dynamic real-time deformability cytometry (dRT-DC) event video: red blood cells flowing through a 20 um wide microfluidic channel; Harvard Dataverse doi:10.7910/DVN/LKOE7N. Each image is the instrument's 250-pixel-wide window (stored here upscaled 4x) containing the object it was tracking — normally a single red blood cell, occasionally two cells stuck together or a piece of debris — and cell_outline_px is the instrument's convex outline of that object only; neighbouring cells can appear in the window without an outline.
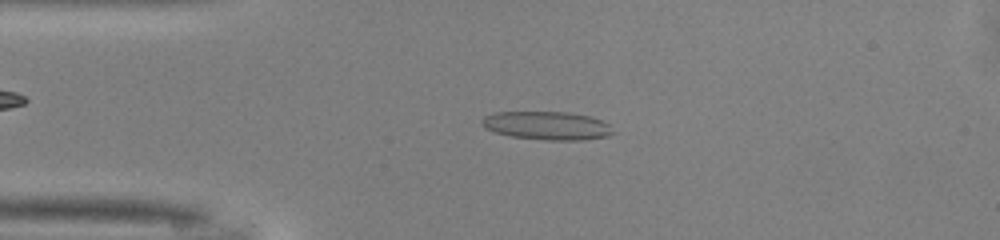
{"species": "common noctule bat (a hibernating species)", "species_latin": "Nyctalus noctula", "temperature_condition": "warm", "stored_images_in_passage": 48, "camera_frame_rate_fps": 3000, "um_per_image_px": 0.085, "animal": {"sex": "male", "body_mass_g": 13.0, "forearm_length_mm": 53.1}, "frame": {"image": 1, "passage_image": 10, "time_ms": 3.0, "image_size_px": [1000, 240], "cell_outline_px": [[616, 132], [608, 136], [584, 140], [548, 140], [512, 136], [496, 132], [484, 128], [480, 124], [480, 120], [484, 116], [496, 112], [568, 112], [588, 116], [600, 120], [608, 124]], "centroid_in_image_um": [46.49, 10.68], "position_along_channel_um": 38.5, "area_um2": 21.68}}
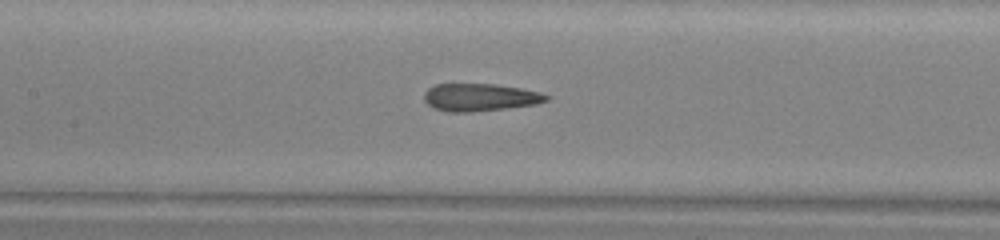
{"frame": {"image": 2, "passage_image": 21, "time_ms": 6.667, "image_size_px": [1000, 240], "cell_outline_px": [[548, 100], [536, 104], [504, 108], [468, 112], [448, 112], [432, 108], [424, 100], [424, 92], [428, 88], [436, 84], [496, 84], [520, 88], [540, 92], [548, 96]], "centroid_in_image_um": [40.75, 8.27], "position_along_channel_um": 166.6, "area_um2": 19.54}}
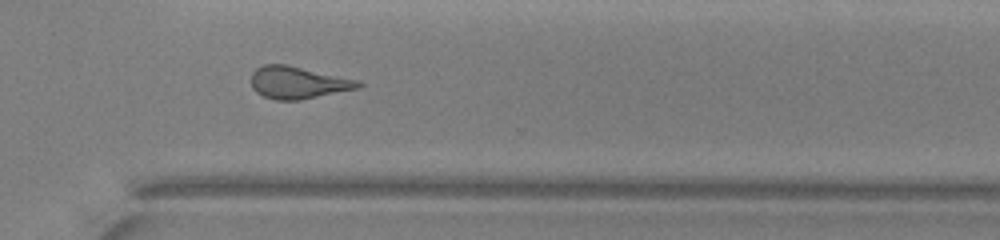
{"frame": {"image": 3, "passage_image": 34, "time_ms": 11.0, "image_size_px": [1000, 240], "cell_outline_px": [[364, 84], [360, 88], [300, 100], [276, 100], [264, 96], [256, 92], [252, 88], [252, 72], [256, 68], [264, 64], [288, 64], [360, 80]], "centroid_in_image_um": [25.36, 7.01], "position_along_channel_um": 345.2, "area_um2": 20.35}, "authors_computed_cell_mechanics": {"area_um2": 20.4323, "velocity_mm_per_s": 4.1346, "shape_relaxation_time_tau1_ms": 8.5464, "shape_relaxation_time_tau2_ms": 2.0675, "deformation_change_tau1": 0.2389, "deformation_change_tau2": 0.1455}}